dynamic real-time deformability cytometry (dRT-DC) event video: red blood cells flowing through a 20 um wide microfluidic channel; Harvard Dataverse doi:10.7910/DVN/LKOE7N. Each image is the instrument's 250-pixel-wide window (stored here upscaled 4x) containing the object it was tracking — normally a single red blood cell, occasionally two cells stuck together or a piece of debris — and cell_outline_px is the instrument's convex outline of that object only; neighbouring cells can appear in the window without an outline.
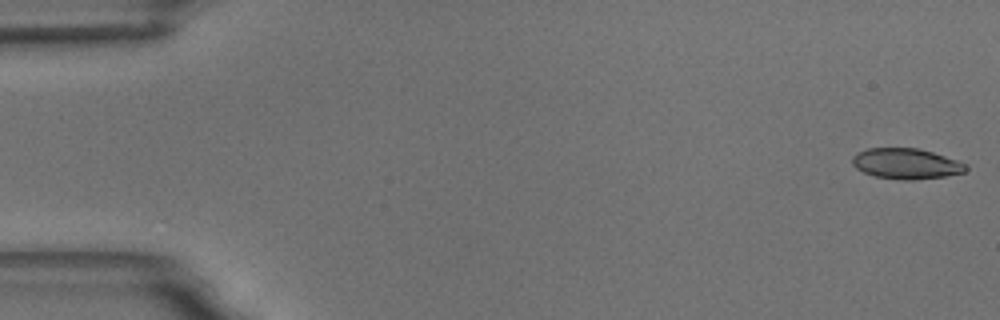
{"species": "common noctule bat (a hibernating species)", "species_latin": "Nyctalus noctula", "temperature_condition": "room temperature", "stored_images_in_passage": 57, "camera_frame_rate_fps": 3000, "um_per_image_px": 0.085, "animal": {"sex": "male", "body_mass_g": 18.8}, "frame": {"image": 1, "passage_image": 1, "time_ms": 0.0, "image_size_px": [1000, 320], "cell_outline_px": [[968, 168], [964, 172], [944, 176], [912, 180], [904, 180], [876, 176], [864, 172], [856, 168], [852, 164], [852, 156], [856, 152], [868, 148], [920, 148], [968, 164]], "centroid_in_image_um": [77.01, 13.9], "position_along_channel_um": 8.0, "area_um2": 20.17}}
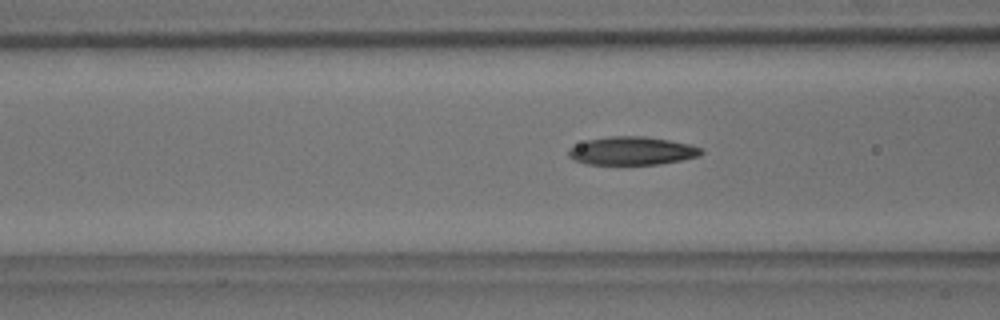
{"frame": {"image": 2, "passage_image": 22, "time_ms": 7.0, "image_size_px": [1000, 320], "cell_outline_px": [[704, 152], [700, 156], [660, 164], [584, 164], [568, 156], [568, 148], [588, 140], [608, 136], [644, 136], [668, 140], [688, 144], [704, 148]], "centroid_in_image_um": [53.73, 12.82], "position_along_channel_um": 112.9, "area_um2": 21.79}}
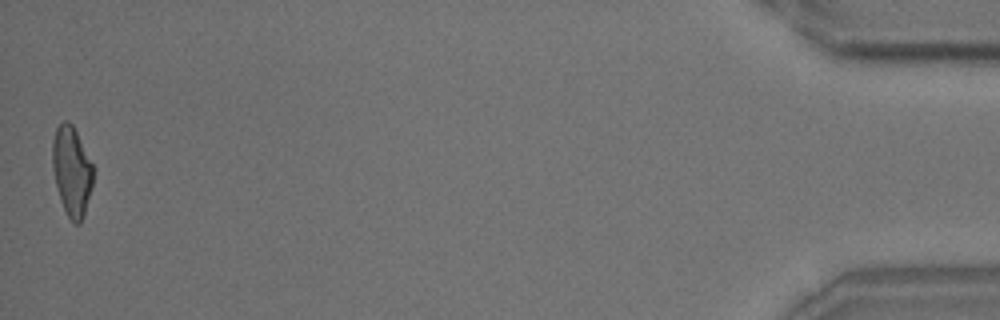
{"frame": {"image": 3, "passage_image": 57, "time_ms": 18.667, "image_size_px": [1000, 320], "cell_outline_px": [[96, 168], [84, 216], [80, 224], [72, 224], [60, 200], [52, 168], [52, 140], [56, 128], [64, 120], [68, 120], [72, 124]], "centroid_in_image_um": [6.11, 14.54], "position_along_channel_um": 429.1, "area_um2": 21.62}, "authors_computed_cell_mechanics": {"area_um2": 21.386, "velocity_mm_per_s": 3.5145, "shape_relaxation_time_tau1_ms": 6.4482, "shape_relaxation_time_tau2_ms": 2.1023, "deformation_change_tau1": 0.1997, "deformation_change_tau2": 0.0932}}